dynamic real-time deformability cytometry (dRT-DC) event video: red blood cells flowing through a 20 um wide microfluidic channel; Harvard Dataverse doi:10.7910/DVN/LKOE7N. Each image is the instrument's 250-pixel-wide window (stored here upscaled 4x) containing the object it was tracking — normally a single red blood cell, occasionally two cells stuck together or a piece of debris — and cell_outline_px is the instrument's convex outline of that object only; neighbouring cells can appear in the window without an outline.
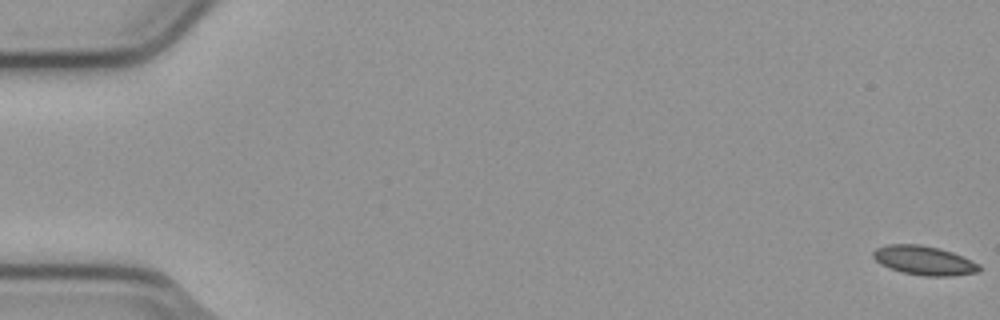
{"species": "common noctule bat (a hibernating species)", "species_latin": "Nyctalus noctula", "temperature_condition": "cold", "stored_images_in_passage": 55, "camera_frame_rate_fps": 3000, "um_per_image_px": 0.085, "animal": {"sex": "male", "body_mass_g": 23.1, "forearm_length_mm": 52.7}, "frame": {"image": 1, "passage_image": 1, "time_ms": 0.0, "image_size_px": [1000, 320], "cell_outline_px": [[980, 272], [952, 276], [924, 276], [900, 272], [888, 268], [880, 264], [872, 256], [872, 252], [876, 248], [888, 244], [920, 244], [940, 248], [952, 252], [972, 260], [980, 264]], "centroid_in_image_um": [78.54, 22.14], "position_along_channel_um": 6.5, "area_um2": 18.26}}
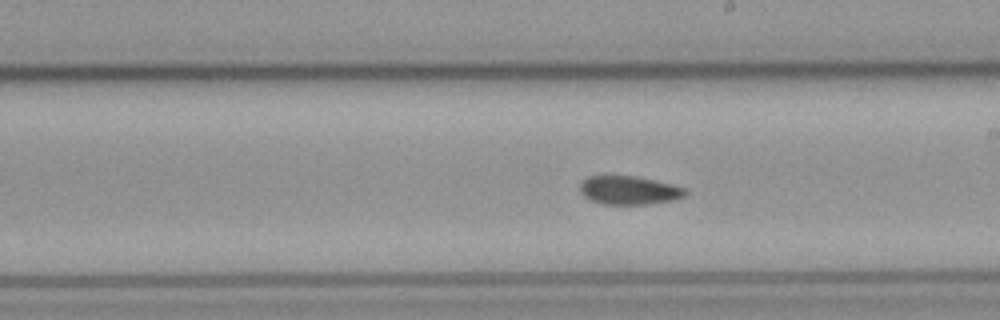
{"frame": {"image": 2, "passage_image": 32, "time_ms": 10.333, "image_size_px": [1000, 320], "cell_outline_px": [[688, 192], [684, 196], [672, 200], [648, 204], [604, 204], [592, 200], [584, 196], [580, 192], [580, 184], [588, 176], [636, 176], [672, 184], [688, 188]], "centroid_in_image_um": [53.5, 16.17], "position_along_channel_um": 235.5, "area_um2": 17.46}}
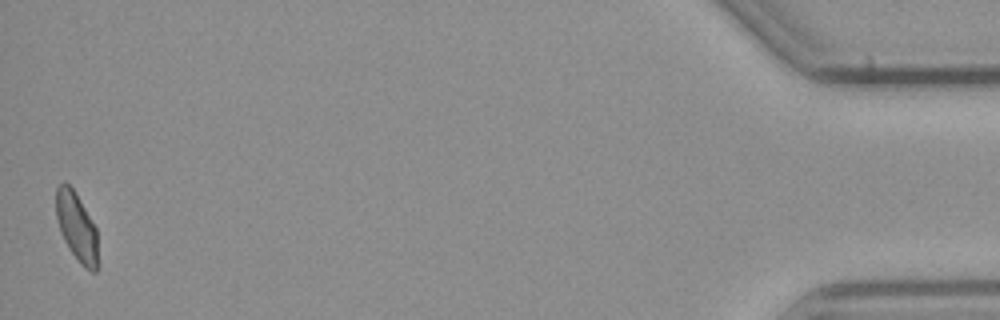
{"frame": {"image": 3, "passage_image": 55, "time_ms": 18.0, "image_size_px": [1000, 320], "cell_outline_px": [[96, 272], [92, 272], [84, 268], [80, 264], [68, 248], [60, 232], [56, 216], [56, 188], [64, 180], [76, 192], [96, 228]], "centroid_in_image_um": [6.48, 19.26], "position_along_channel_um": 428.7, "area_um2": 16.59}, "authors_computed_cell_mechanics": {"area_um2": 18.0336, "velocity_mm_per_s": 3.775, "shape_relaxation_time_tau1_ms": null, "shape_relaxation_time_tau2_ms": 3.2297, "deformation_change_tau1": null, "deformation_change_tau2": 0.0719}}